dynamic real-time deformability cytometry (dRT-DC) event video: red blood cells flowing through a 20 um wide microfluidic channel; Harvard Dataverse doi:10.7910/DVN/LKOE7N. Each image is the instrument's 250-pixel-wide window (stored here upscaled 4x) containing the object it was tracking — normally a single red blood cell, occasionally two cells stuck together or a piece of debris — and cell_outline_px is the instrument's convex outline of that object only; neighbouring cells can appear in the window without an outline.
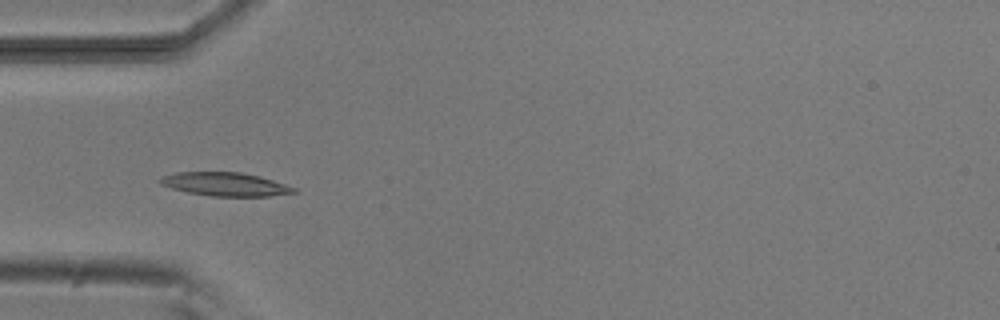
{"species": "common noctule bat (a hibernating species)", "species_latin": "Nyctalus noctula", "temperature_condition": "room temperature", "stored_images_in_passage": 8, "camera_frame_rate_fps": 3000, "um_per_image_px": 0.085, "animal": {"sex": "male", "body_mass_g": 20.5, "forearm_length_mm": 52.5}, "frame": {"image": 1, "passage_image": 5, "time_ms": 5.333, "image_size_px": [1000, 320], "cell_outline_px": [[300, 192], [272, 196], [212, 196], [188, 192], [172, 188], [160, 184], [156, 180], [160, 176], [176, 172], [240, 172], [260, 176], [296, 188]], "centroid_in_image_um": [19.13, 15.65], "position_along_channel_um": 65.9, "area_um2": 18.44}}
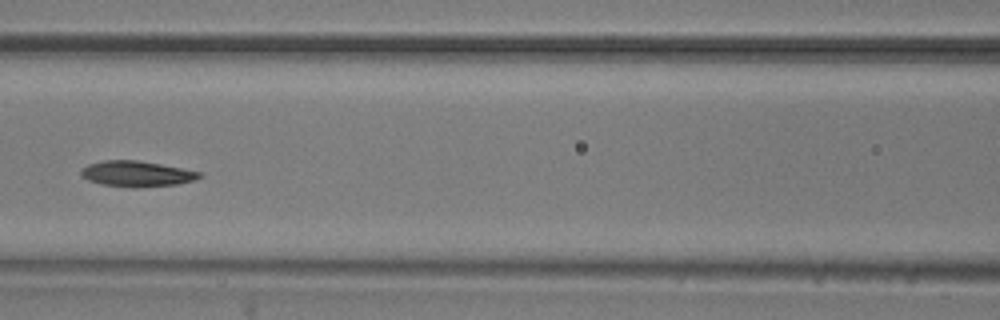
{"frame": {"image": 2, "passage_image": 7, "time_ms": 7.667, "image_size_px": [1000, 320], "cell_outline_px": [[204, 176], [196, 180], [176, 184], [136, 188], [100, 184], [88, 180], [80, 176], [80, 172], [88, 164], [104, 160], [136, 160], [160, 164], [200, 172]], "centroid_in_image_um": [11.61, 14.78], "position_along_channel_um": 155.0, "area_um2": 17.69}}
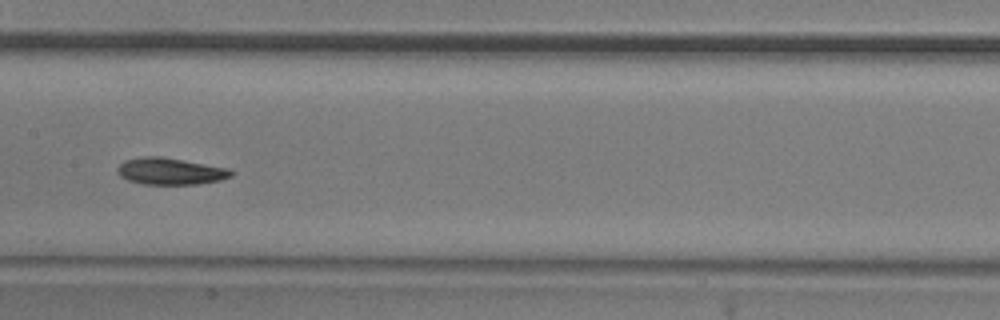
{"frame": {"image": 3, "passage_image": 8, "time_ms": 8.667, "image_size_px": [1000, 320], "cell_outline_px": [[232, 176], [220, 180], [196, 184], [144, 184], [128, 180], [120, 176], [116, 172], [116, 168], [124, 160], [144, 156], [160, 156], [228, 168], [232, 172]], "centroid_in_image_um": [14.43, 14.55], "position_along_channel_um": 193.0, "area_um2": 17.63}}